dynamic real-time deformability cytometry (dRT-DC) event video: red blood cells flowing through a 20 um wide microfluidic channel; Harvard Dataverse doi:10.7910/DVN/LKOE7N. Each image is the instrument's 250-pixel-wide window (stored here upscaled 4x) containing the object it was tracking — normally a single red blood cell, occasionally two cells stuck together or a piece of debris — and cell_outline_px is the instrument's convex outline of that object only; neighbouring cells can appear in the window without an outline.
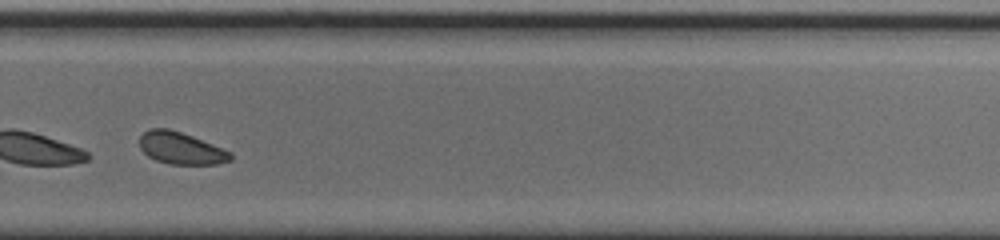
{"species": "common noctule bat (a hibernating species)", "species_latin": "Nyctalus noctula", "temperature_condition": "cold", "stored_images_in_passage": 44, "segment_of_instrument_passage": [2, 2], "camera_frame_rate_fps": 3000, "um_per_image_px": 0.085, "animal": {"sex": "male", "body_mass_g": 20.0, "forearm_length_mm": 53.3}, "frame": {"image": 1, "passage_image": 28, "time_ms": 9.0, "image_size_px": [1000, 240], "cell_outline_px": [[232, 160], [216, 164], [168, 164], [156, 160], [148, 156], [140, 148], [140, 136], [144, 132], [152, 128], [168, 128], [192, 136], [232, 152]], "centroid_in_image_um": [15.38, 12.6], "position_along_channel_um": 314.4, "area_um2": 16.88}}